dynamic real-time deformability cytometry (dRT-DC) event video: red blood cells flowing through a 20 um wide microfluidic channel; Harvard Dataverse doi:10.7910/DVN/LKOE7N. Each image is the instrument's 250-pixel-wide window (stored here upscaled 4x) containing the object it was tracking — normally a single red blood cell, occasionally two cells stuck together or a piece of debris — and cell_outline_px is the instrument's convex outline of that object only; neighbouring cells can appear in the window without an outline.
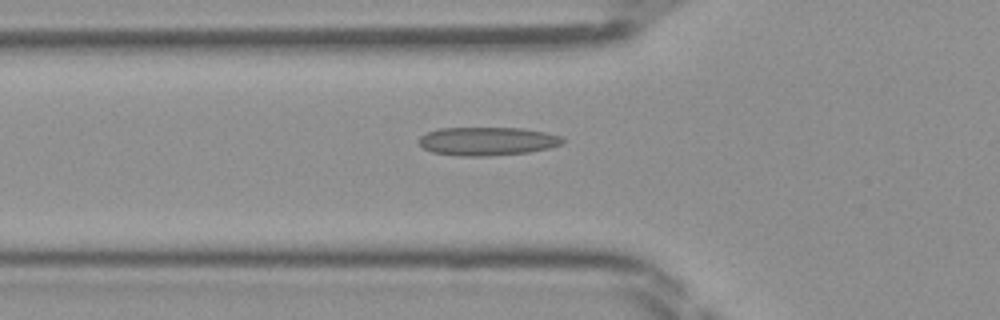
{"species": "Egyptian fruit bat (a non-hibernating species)", "species_latin": "Rousettus aegyptiacus", "temperature_condition": "room temperature", "stored_images_in_passage": 36, "camera_frame_rate_fps": 3000, "um_per_image_px": 0.085, "frame": {"image": 1, "passage_image": 10, "time_ms": 3.0, "image_size_px": [1000, 320], "cell_outline_px": [[564, 144], [548, 148], [528, 152], [492, 156], [456, 156], [432, 152], [424, 148], [420, 144], [420, 136], [428, 132], [440, 128], [520, 128], [544, 132], [560, 136], [564, 140]], "centroid_in_image_um": [41.42, 12.01], "position_along_channel_um": 84.4, "area_um2": 23.76}}
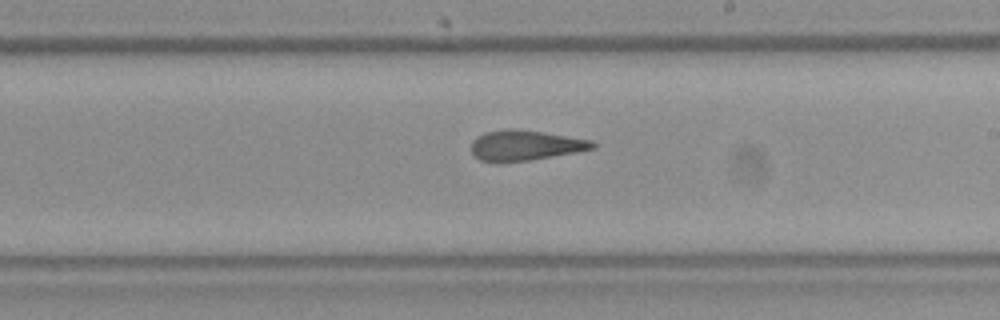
{"frame": {"image": 2, "passage_image": 21, "time_ms": 6.667, "image_size_px": [1000, 320], "cell_outline_px": [[596, 148], [576, 152], [528, 160], [496, 164], [480, 160], [472, 152], [472, 140], [476, 136], [484, 132], [512, 128], [544, 132], [592, 140], [596, 144]], "centroid_in_image_um": [44.61, 12.36], "position_along_channel_um": 244.4, "area_um2": 21.62}}
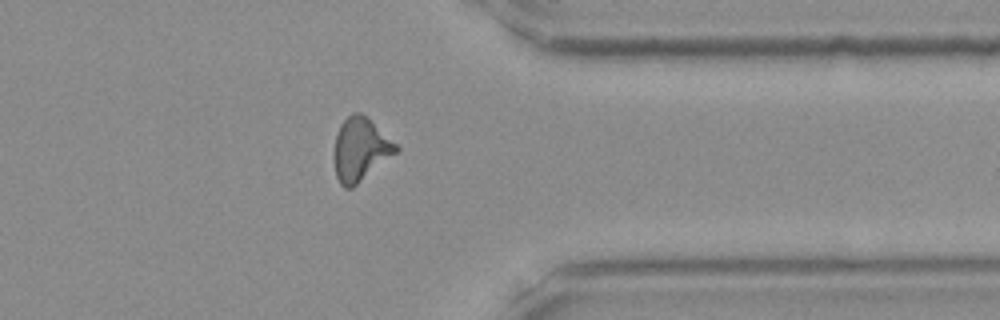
{"frame": {"image": 3, "passage_image": 31, "time_ms": 10.0, "image_size_px": [1000, 320], "cell_outline_px": [[400, 152], [352, 188], [344, 188], [340, 184], [336, 176], [332, 156], [336, 136], [340, 124], [352, 112], [360, 112], [396, 144], [400, 148]], "centroid_in_image_um": [30.62, 12.74], "position_along_channel_um": 380.8, "area_um2": 23.0}}